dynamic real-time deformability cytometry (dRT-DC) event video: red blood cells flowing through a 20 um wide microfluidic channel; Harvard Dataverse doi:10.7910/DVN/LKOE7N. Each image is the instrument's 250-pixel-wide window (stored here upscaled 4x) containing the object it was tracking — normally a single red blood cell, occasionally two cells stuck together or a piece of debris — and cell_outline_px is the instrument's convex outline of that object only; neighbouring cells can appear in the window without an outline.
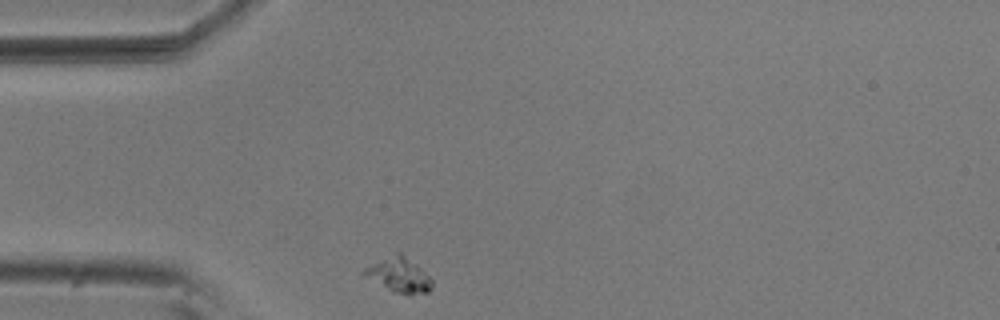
{"species": "common noctule bat (a hibernating species)", "species_latin": "Nyctalus noctula", "temperature_condition": "room temperature", "stored_images_in_passage": 45, "camera_frame_rate_fps": 3000, "um_per_image_px": 0.085, "animal": {"sex": "male", "body_mass_g": 20.5, "forearm_length_mm": 52.5}, "frame": {"image": 1, "passage_image": 1, "time_ms": 0.0, "image_size_px": [1000, 320], "cell_outline_px": [[432, 288], [428, 292], [408, 296], [392, 292], [364, 276], [360, 272], [364, 268], [396, 252], [400, 252], [416, 264], [432, 280]], "centroid_in_image_um": [33.9, 23.41], "position_along_channel_um": 51.1, "area_um2": 13.76}}
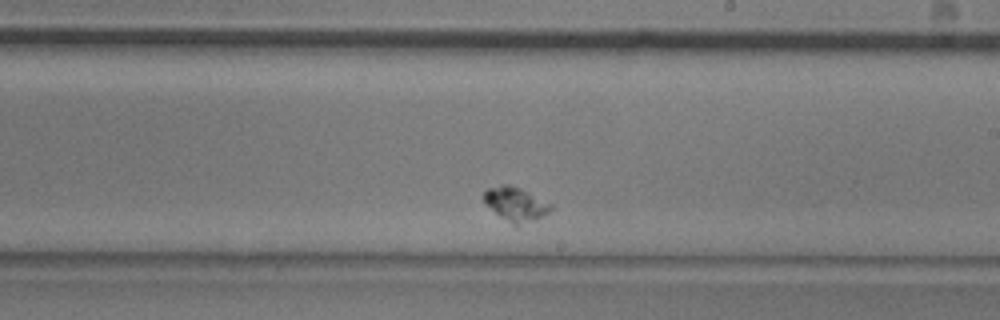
{"frame": {"image": 2, "passage_image": 20, "time_ms": 6.333, "image_size_px": [1000, 320], "cell_outline_px": [[552, 208], [548, 212], [516, 228], [484, 204], [484, 192], [488, 188], [504, 184], [508, 184], [520, 188], [552, 204]], "centroid_in_image_um": [43.8, 17.36], "position_along_channel_um": 245.2, "area_um2": 13.12}}
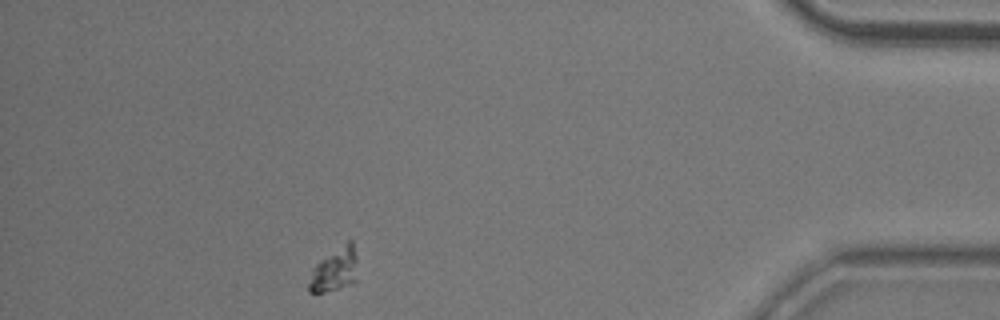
{"frame": {"image": 3, "passage_image": 39, "time_ms": 12.667, "image_size_px": [1000, 320], "cell_outline_px": [[356, 280], [352, 284], [324, 292], [308, 292], [308, 284], [312, 268], [316, 264], [348, 240], [352, 240], [356, 256]], "centroid_in_image_um": [28.44, 22.94], "position_along_channel_um": 406.8, "area_um2": 12.14}}